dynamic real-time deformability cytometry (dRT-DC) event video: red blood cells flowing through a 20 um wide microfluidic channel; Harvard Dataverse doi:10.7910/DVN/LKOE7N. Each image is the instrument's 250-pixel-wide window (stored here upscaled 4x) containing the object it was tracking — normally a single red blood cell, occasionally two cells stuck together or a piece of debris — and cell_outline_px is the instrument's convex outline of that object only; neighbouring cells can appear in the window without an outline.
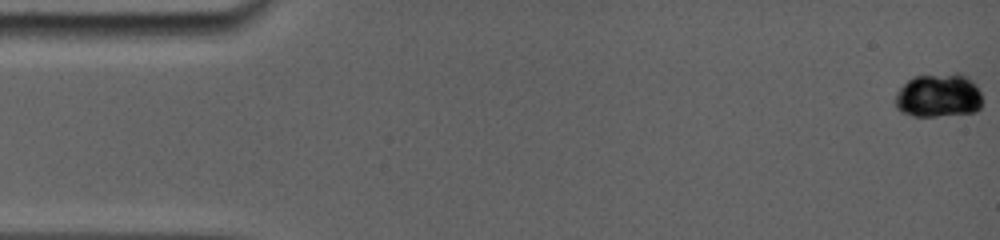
{"species": "common noctule bat (a hibernating species)", "species_latin": "Nyctalus noctula", "temperature_condition": "room temperature", "stored_images_in_passage": 82, "camera_frame_rate_fps": 5000, "um_per_image_px": 0.085, "animal": {"sex": "female", "body_mass_g": 19.0, "forearm_length_mm": 56.7}, "frame": {"image": 1, "passage_image": 1, "time_ms": 0.0, "image_size_px": [1000, 240], "cell_outline_px": [[984, 100], [980, 108], [976, 112], [936, 116], [912, 116], [900, 112], [896, 108], [892, 100], [896, 92], [912, 76], [956, 72], [964, 72], [976, 84]], "centroid_in_image_um": [79.78, 8.1], "position_along_channel_um": 5.2, "area_um2": 23.06}}
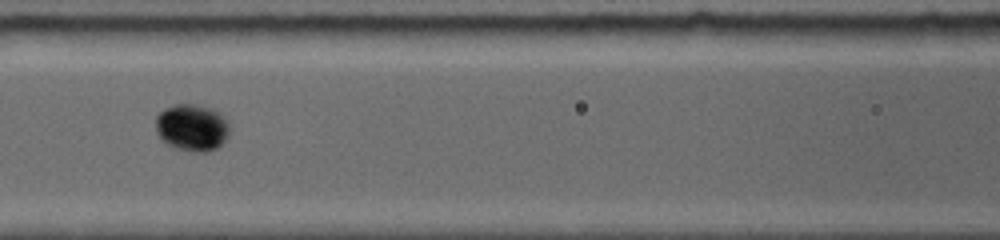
{"frame": {"image": 2, "passage_image": 36, "time_ms": 7.4, "image_size_px": [1000, 240], "cell_outline_px": [[232, 128], [224, 144], [220, 148], [208, 152], [192, 152], [172, 148], [160, 140], [156, 132], [156, 116], [164, 108], [176, 104], [196, 104], [212, 108], [220, 112], [228, 120]], "centroid_in_image_um": [16.36, 10.87], "position_along_channel_um": 150.2, "area_um2": 21.15}}
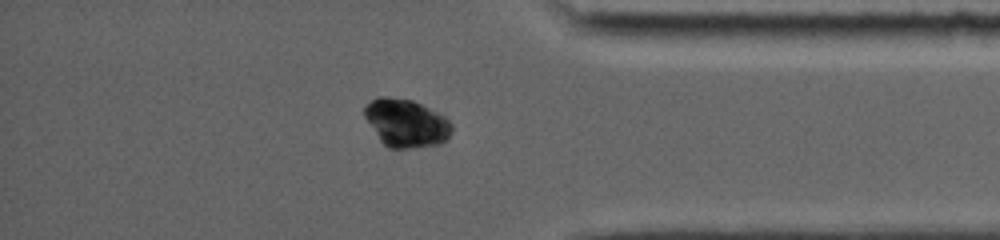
{"frame": {"image": 3, "passage_image": 70, "time_ms": 14.2, "image_size_px": [1000, 240], "cell_outline_px": [[452, 132], [448, 140], [440, 144], [416, 148], [388, 148], [380, 140], [364, 116], [364, 104], [376, 96], [388, 96], [412, 100], [444, 116], [452, 124]], "centroid_in_image_um": [34.51, 10.46], "position_along_channel_um": 400.7, "area_um2": 24.62}}